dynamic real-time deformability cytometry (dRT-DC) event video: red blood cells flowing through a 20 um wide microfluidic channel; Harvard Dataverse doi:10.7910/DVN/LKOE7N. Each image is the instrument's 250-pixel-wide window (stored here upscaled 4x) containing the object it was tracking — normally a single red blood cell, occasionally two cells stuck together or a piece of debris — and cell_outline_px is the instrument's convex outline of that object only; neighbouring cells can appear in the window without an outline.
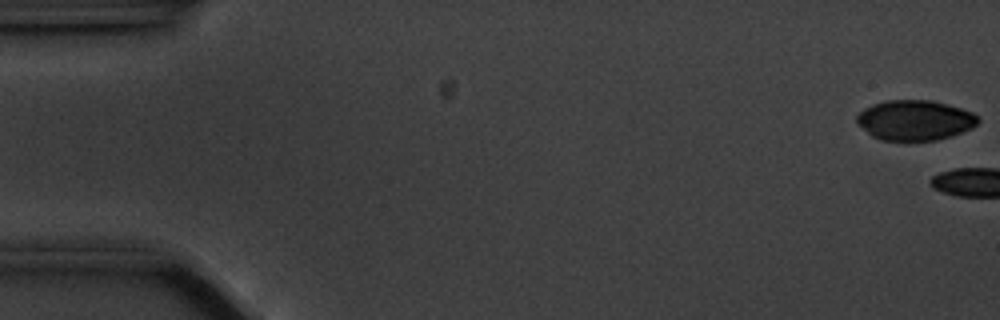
{"species": "common noctule bat (a hibernating species)", "species_latin": "Nyctalus noctula", "temperature_condition": "cold", "stored_images_in_passage": 4, "camera_frame_rate_fps": 3000, "um_per_image_px": 0.085, "animal": {"sex": "male", "body_mass_g": 20.1, "forearm_length_mm": 53.5}, "frame": {"image": 1, "passage_image": 1, "time_ms": 0.0, "image_size_px": [1000, 320], "cell_outline_px": [[980, 120], [972, 128], [952, 136], [936, 140], [880, 140], [872, 136], [856, 124], [856, 116], [864, 108], [872, 104], [888, 100], [932, 100], [948, 104], [972, 112]], "centroid_in_image_um": [77.74, 10.21], "position_along_channel_um": 7.3, "area_um2": 28.44}}